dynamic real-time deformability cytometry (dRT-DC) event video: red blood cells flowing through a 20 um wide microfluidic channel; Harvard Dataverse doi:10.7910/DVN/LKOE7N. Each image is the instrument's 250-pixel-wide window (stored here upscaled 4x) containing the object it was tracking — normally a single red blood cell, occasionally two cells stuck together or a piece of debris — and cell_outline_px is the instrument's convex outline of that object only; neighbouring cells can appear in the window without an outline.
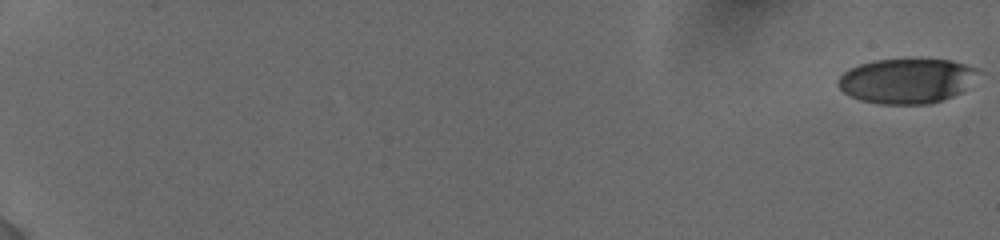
{"species": "human", "species_latin": "Homo sapiens", "temperature_condition": "cold", "stored_images_in_passage": 12, "camera_frame_rate_fps": 3000, "um_per_image_px": 0.085, "donor": {"sex": "female"}, "frame": {"image": 1, "passage_image": 1, "time_ms": 0.0, "image_size_px": [1000, 240], "cell_outline_px": [[980, 72], [960, 92], [952, 96], [928, 104], [880, 104], [860, 100], [844, 92], [836, 84], [836, 80], [844, 72], [860, 64], [876, 60], [912, 56], [916, 56], [952, 60], [980, 68]], "centroid_in_image_um": [77.08, 6.81], "position_along_channel_um": 7.9, "area_um2": 37.45}}
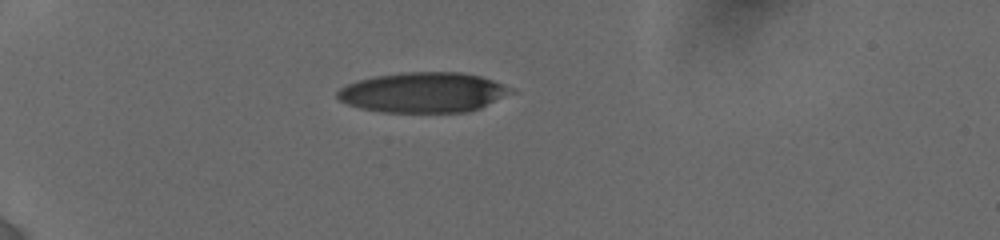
{"frame": {"image": 2, "passage_image": 9, "time_ms": 6.0, "image_size_px": [1000, 240], "cell_outline_px": [[520, 92], [480, 108], [468, 112], [384, 112], [360, 108], [348, 104], [340, 100], [336, 96], [336, 92], [340, 88], [348, 84], [360, 80], [376, 76], [400, 72], [460, 72], [480, 76], [516, 88]], "centroid_in_image_um": [36.08, 7.86], "position_along_channel_um": 48.9, "area_um2": 41.04}}
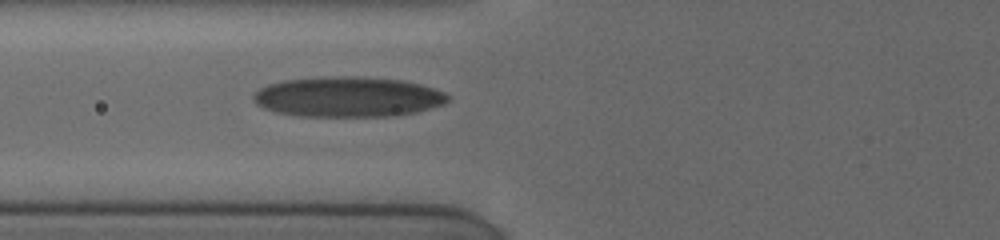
{"frame": {"image": 3, "passage_image": 12, "time_ms": 8.333, "image_size_px": [1000, 240], "cell_outline_px": [[448, 100], [444, 104], [416, 112], [388, 116], [300, 116], [276, 112], [264, 108], [256, 104], [252, 100], [252, 96], [260, 88], [268, 84], [284, 80], [336, 76], [400, 80], [420, 84], [444, 92], [448, 96]], "centroid_in_image_um": [29.53, 8.24], "position_along_channel_um": 96.3, "area_um2": 45.03}}